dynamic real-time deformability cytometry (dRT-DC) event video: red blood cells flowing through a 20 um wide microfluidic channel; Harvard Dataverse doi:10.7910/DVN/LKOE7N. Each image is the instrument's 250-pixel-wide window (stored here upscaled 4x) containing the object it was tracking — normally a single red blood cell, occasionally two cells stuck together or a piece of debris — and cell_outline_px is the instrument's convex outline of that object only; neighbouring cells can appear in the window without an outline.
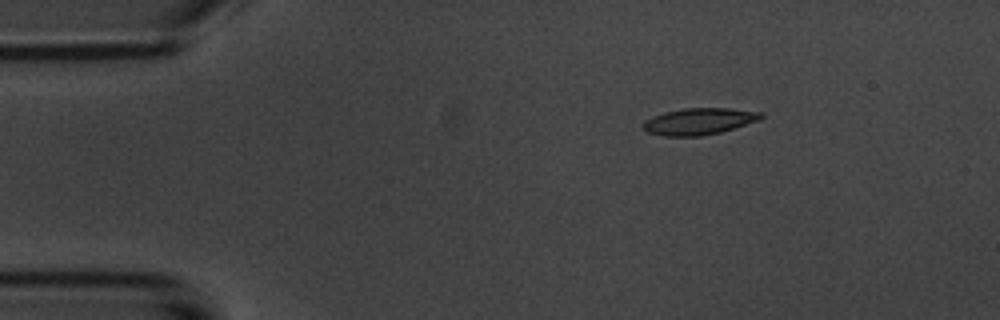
{"species": "common noctule bat (a hibernating species)", "species_latin": "Nyctalus noctula", "temperature_condition": "room temperature", "stored_images_in_passage": 47, "camera_frame_rate_fps": 3000, "um_per_image_px": 0.085, "animal": {"sex": "male", "body_mass_g": 20.1, "forearm_length_mm": 53.5}, "frame": {"image": 1, "passage_image": 1, "time_ms": 0.0, "image_size_px": [1000, 320], "cell_outline_px": [[764, 116], [760, 120], [720, 132], [700, 136], [664, 136], [648, 132], [640, 124], [644, 120], [652, 116], [664, 112], [684, 108], [728, 108], [764, 112]], "centroid_in_image_um": [59.41, 10.31], "position_along_channel_um": 25.6, "area_um2": 18.38}}
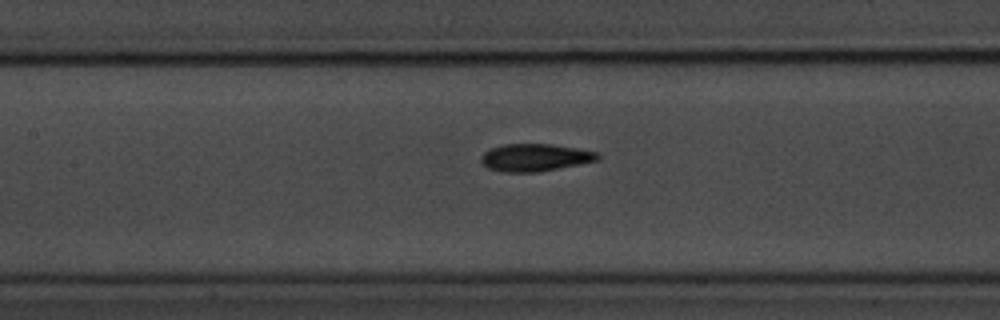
{"frame": {"image": 2, "passage_image": 17, "time_ms": 5.333, "image_size_px": [1000, 320], "cell_outline_px": [[600, 160], [580, 164], [536, 172], [500, 172], [488, 168], [480, 160], [480, 156], [484, 152], [492, 148], [504, 144], [552, 144], [600, 152]], "centroid_in_image_um": [45.49, 13.39], "position_along_channel_um": 161.9, "area_um2": 18.73}}
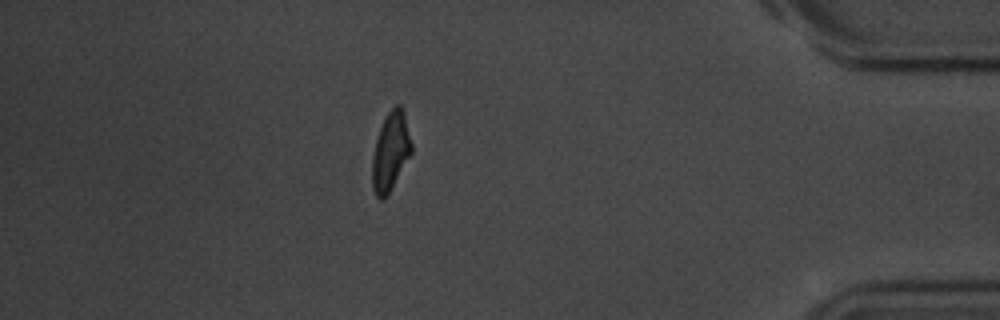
{"frame": {"image": 3, "passage_image": 40, "time_ms": 13.0, "image_size_px": [1000, 320], "cell_outline_px": [[412, 152], [384, 200], [380, 200], [376, 196], [372, 188], [372, 156], [376, 140], [380, 128], [388, 112], [396, 104], [400, 104], [404, 112], [412, 144]], "centroid_in_image_um": [33.19, 12.88], "position_along_channel_um": 402.0, "area_um2": 17.8}, "authors_computed_cell_mechanics": {"area_um2": 18.3804, "velocity_mm_per_s": 3.6919, "shape_relaxation_time_tau1_ms": 3.5259, "shape_relaxation_time_tau2_ms": 2.2537, "deformation_change_tau1": 0.1381, "deformation_change_tau2": 0.0908}}